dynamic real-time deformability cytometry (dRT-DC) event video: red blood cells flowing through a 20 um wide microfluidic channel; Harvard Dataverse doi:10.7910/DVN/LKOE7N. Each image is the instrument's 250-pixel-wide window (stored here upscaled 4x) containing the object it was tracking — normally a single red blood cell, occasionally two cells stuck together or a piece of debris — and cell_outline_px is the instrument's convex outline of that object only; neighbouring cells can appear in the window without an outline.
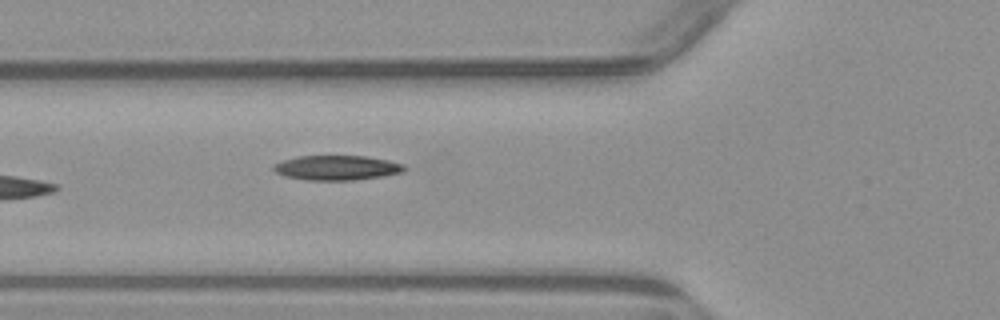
{"species": "common noctule bat (a hibernating species)", "species_latin": "Nyctalus noctula", "temperature_condition": "warm", "stored_images_in_passage": 5, "camera_frame_rate_fps": 3000, "um_per_image_px": 0.085, "animal": {"sex": "male", "body_mass_g": 23.1, "forearm_length_mm": 52.7}, "frame": {"image": 1, "passage_image": 5, "time_ms": 4.667, "image_size_px": [1000, 320], "cell_outline_px": [[408, 168], [404, 172], [384, 176], [356, 180], [304, 180], [284, 176], [276, 172], [272, 168], [272, 164], [296, 156], [364, 156], [388, 160], [404, 164]], "centroid_in_image_um": [28.64, 14.26], "position_along_channel_um": 97.2, "area_um2": 19.07}}